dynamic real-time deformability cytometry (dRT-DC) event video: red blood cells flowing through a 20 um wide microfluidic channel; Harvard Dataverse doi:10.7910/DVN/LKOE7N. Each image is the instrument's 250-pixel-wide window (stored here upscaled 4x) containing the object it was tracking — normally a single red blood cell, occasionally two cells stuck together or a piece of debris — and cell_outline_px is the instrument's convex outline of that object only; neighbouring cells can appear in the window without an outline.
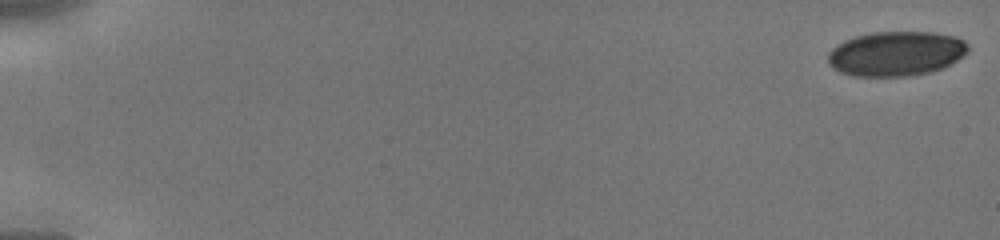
{"species": "human", "species_latin": "Homo sapiens", "temperature_condition": "cold", "stored_images_in_passage": 45, "camera_frame_rate_fps": 3000, "um_per_image_px": 0.085, "donor": {"sex": "male"}, "frame": {"image": 1, "passage_image": 1, "time_ms": 0.0, "image_size_px": [1000, 240], "cell_outline_px": [[968, 52], [964, 56], [940, 68], [928, 72], [908, 76], [856, 76], [840, 72], [832, 68], [828, 64], [828, 52], [832, 48], [844, 40], [856, 36], [872, 32], [932, 32], [952, 36], [964, 40], [968, 44]], "centroid_in_image_um": [76.13, 4.55], "position_along_channel_um": 8.9, "area_um2": 36.36}}
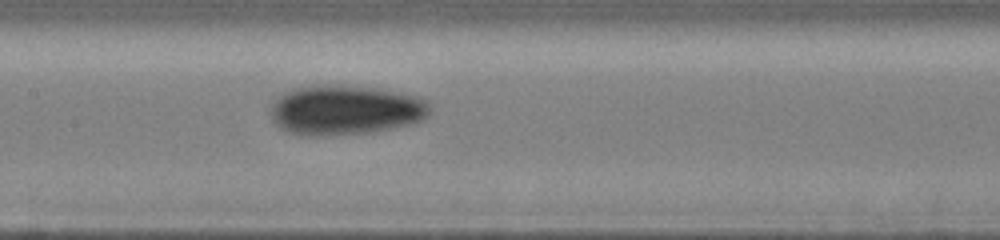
{"frame": {"image": 2, "passage_image": 24, "time_ms": 7.667, "image_size_px": [1000, 240], "cell_outline_px": [[432, 112], [424, 120], [408, 124], [368, 132], [316, 136], [288, 132], [280, 128], [272, 120], [268, 108], [284, 92], [292, 88], [312, 84], [356, 84], [380, 88], [420, 96], [428, 100], [432, 104]], "centroid_in_image_um": [29.38, 9.3], "position_along_channel_um": 178.0, "area_um2": 47.22}}
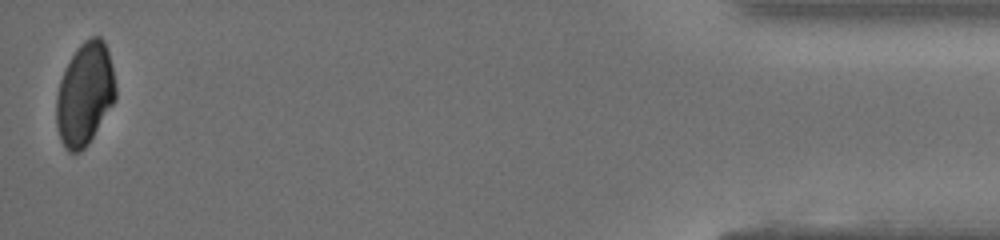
{"frame": {"image": 3, "passage_image": 45, "time_ms": 14.667, "image_size_px": [1000, 240], "cell_outline_px": [[116, 100], [88, 144], [80, 152], [68, 152], [64, 148], [60, 140], [56, 124], [56, 96], [60, 80], [76, 48], [84, 40], [92, 36], [100, 36], [104, 40], [108, 52], [112, 68], [116, 88]], "centroid_in_image_um": [7.2, 8.02], "position_along_channel_um": 428.0, "area_um2": 35.55}}